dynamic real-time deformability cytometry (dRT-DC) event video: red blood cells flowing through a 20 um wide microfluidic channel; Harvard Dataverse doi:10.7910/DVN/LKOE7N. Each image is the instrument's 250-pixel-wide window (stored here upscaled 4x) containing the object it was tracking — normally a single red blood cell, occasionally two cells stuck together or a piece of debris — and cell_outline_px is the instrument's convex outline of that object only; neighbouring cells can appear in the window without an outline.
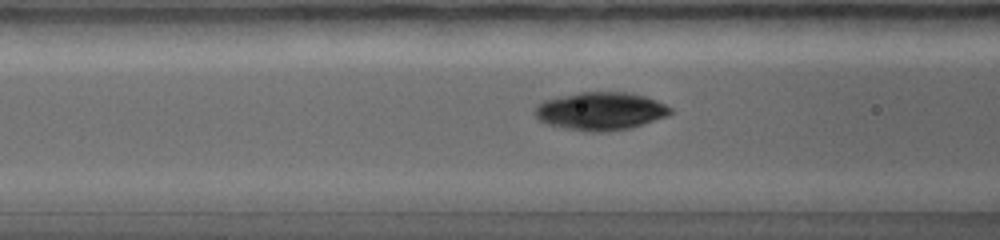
{"species": "common noctule bat (a hibernating species)", "species_latin": "Nyctalus noctula", "temperature_condition": "warm", "stored_images_in_passage": 41, "camera_frame_rate_fps": 5000, "um_per_image_px": 0.085, "animal": {"sex": "female", "body_mass_g": 19.0, "forearm_length_mm": 56.7}, "frame": {"image": 1, "passage_image": 10, "time_ms": 1.8, "image_size_px": [1000, 240], "cell_outline_px": [[676, 112], [668, 116], [632, 128], [608, 132], [592, 132], [564, 128], [548, 124], [540, 120], [536, 116], [536, 104], [544, 100], [580, 92], [624, 92], [644, 96], [656, 100], [672, 108]], "centroid_in_image_um": [51.1, 9.46], "position_along_channel_um": 115.5, "area_um2": 30.06}}
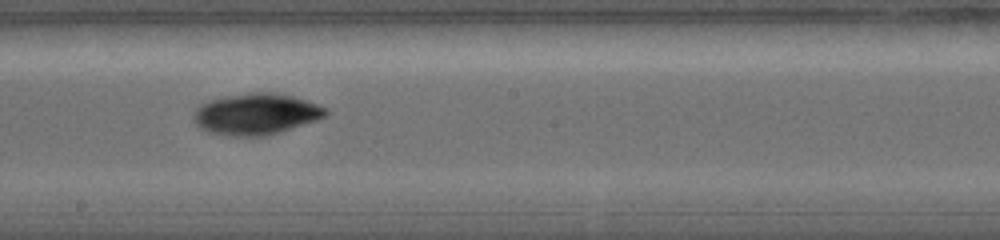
{"frame": {"image": 2, "passage_image": 18, "time_ms": 3.4, "image_size_px": [1000, 240], "cell_outline_px": [[328, 112], [324, 116], [316, 120], [280, 132], [264, 136], [224, 136], [208, 132], [200, 128], [192, 120], [192, 116], [196, 108], [200, 104], [212, 100], [232, 96], [256, 92], [260, 92], [292, 96], [328, 108]], "centroid_in_image_um": [21.72, 9.73], "position_along_channel_um": 226.5, "area_um2": 31.33}}
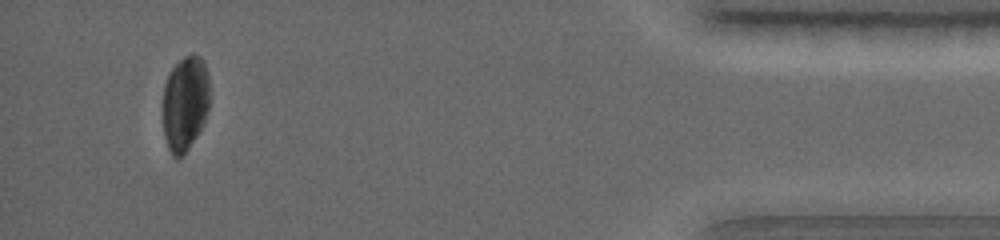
{"frame": {"image": 3, "passage_image": 37, "time_ms": 7.2, "image_size_px": [1000, 240], "cell_outline_px": [[208, 108], [204, 120], [196, 136], [188, 148], [176, 160], [172, 156], [168, 148], [164, 136], [164, 84], [172, 68], [184, 56], [192, 52], [196, 52], [204, 60], [208, 76]], "centroid_in_image_um": [15.73, 8.74], "position_along_channel_um": 419.5, "area_um2": 25.72}}